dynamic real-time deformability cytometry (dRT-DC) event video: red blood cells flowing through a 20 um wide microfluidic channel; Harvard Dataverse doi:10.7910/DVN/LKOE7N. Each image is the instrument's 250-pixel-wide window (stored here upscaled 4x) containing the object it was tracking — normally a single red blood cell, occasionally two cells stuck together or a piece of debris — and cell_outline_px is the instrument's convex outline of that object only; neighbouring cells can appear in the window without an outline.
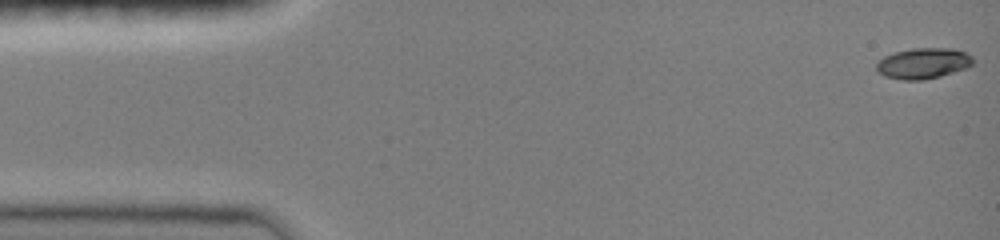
{"species": "common noctule bat (a hibernating species)", "species_latin": "Nyctalus noctula", "temperature_condition": "room temperature", "stored_images_in_passage": 65, "camera_frame_rate_fps": 3000, "um_per_image_px": 0.085, "animal": {"sex": "female", "body_mass_g": 19.0, "forearm_length_mm": 51.5}, "frame": {"image": 1, "passage_image": 1, "time_ms": 0.0, "image_size_px": [1000, 240], "cell_outline_px": [[972, 64], [968, 68], [940, 76], [924, 80], [900, 80], [884, 76], [876, 72], [876, 64], [884, 56], [896, 52], [912, 48], [952, 48], [964, 52], [972, 56]], "centroid_in_image_um": [78.45, 5.39], "position_along_channel_um": 6.5, "area_um2": 17.4}}
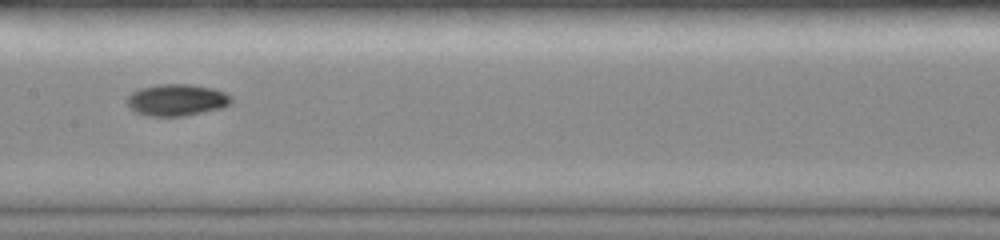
{"frame": {"image": 2, "passage_image": 28, "time_ms": 7.667, "image_size_px": [1000, 240], "cell_outline_px": [[232, 104], [224, 108], [184, 116], [148, 116], [136, 112], [128, 108], [124, 100], [132, 92], [140, 88], [160, 84], [188, 84], [212, 88], [224, 92], [232, 96]], "centroid_in_image_um": [15.02, 8.51], "position_along_channel_um": 192.4, "area_um2": 19.59}}
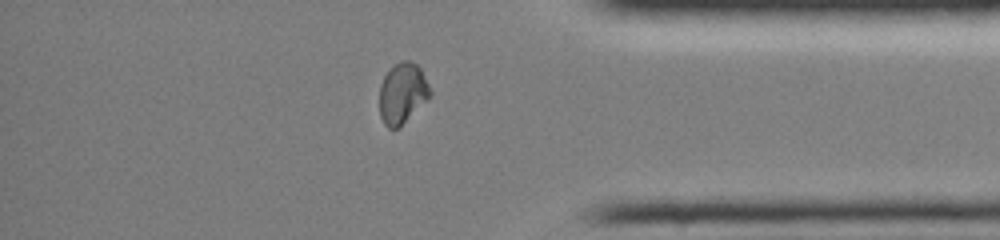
{"frame": {"image": 3, "passage_image": 54, "time_ms": 13.0, "image_size_px": [1000, 240], "cell_outline_px": [[432, 96], [400, 128], [388, 128], [384, 124], [380, 116], [380, 84], [384, 76], [400, 60], [412, 60], [420, 68], [432, 92]], "centroid_in_image_um": [34.23, 7.95], "position_along_channel_um": 401.0, "area_um2": 18.09}, "authors_computed_cell_mechanics": {"area_um2": 18.0914, "velocity_mm_per_s": 4.0538, "shape_relaxation_time_tau1_ms": 4.6109, "shape_relaxation_time_tau2_ms": 4.4522, "deformation_change_tau1": 0.2023, "deformation_change_tau2": 0.0526}}